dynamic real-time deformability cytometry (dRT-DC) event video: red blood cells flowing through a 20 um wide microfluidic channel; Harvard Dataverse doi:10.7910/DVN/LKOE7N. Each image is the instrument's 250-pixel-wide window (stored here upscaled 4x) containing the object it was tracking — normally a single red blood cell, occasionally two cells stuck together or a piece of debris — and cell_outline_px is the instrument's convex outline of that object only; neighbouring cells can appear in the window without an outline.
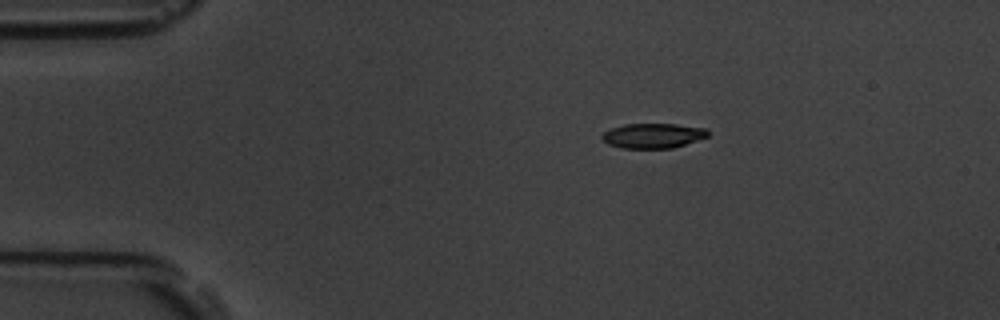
{"species": "common noctule bat (a hibernating species)", "species_latin": "Nyctalus noctula", "temperature_condition": "room temperature", "stored_images_in_passage": 3, "camera_frame_rate_fps": 3000, "um_per_image_px": 0.085, "animal": {"sex": "male", "body_mass_g": 19.5, "forearm_length_mm": 54.6}, "frame": {"image": 1, "passage_image": 1, "time_ms": 0.0, "image_size_px": [1000, 320], "cell_outline_px": [[708, 136], [672, 148], [624, 148], [608, 144], [600, 136], [604, 132], [612, 128], [624, 124], [676, 124], [708, 128]], "centroid_in_image_um": [55.51, 11.52], "position_along_channel_um": 29.5, "area_um2": 15.2}}
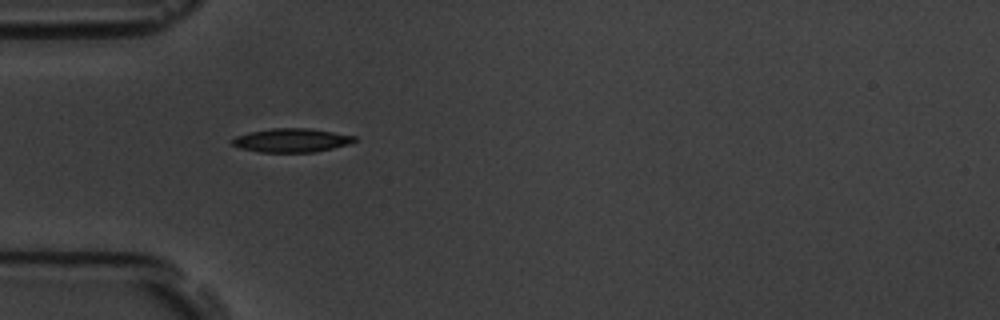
{"frame": {"image": 2, "passage_image": 3, "time_ms": 2.333, "image_size_px": [1000, 320], "cell_outline_px": [[356, 140], [348, 144], [316, 152], [260, 152], [240, 148], [232, 144], [232, 140], [236, 136], [248, 132], [272, 128], [308, 128], [356, 136]], "centroid_in_image_um": [24.76, 11.92], "position_along_channel_um": 60.2, "area_um2": 16.82}}